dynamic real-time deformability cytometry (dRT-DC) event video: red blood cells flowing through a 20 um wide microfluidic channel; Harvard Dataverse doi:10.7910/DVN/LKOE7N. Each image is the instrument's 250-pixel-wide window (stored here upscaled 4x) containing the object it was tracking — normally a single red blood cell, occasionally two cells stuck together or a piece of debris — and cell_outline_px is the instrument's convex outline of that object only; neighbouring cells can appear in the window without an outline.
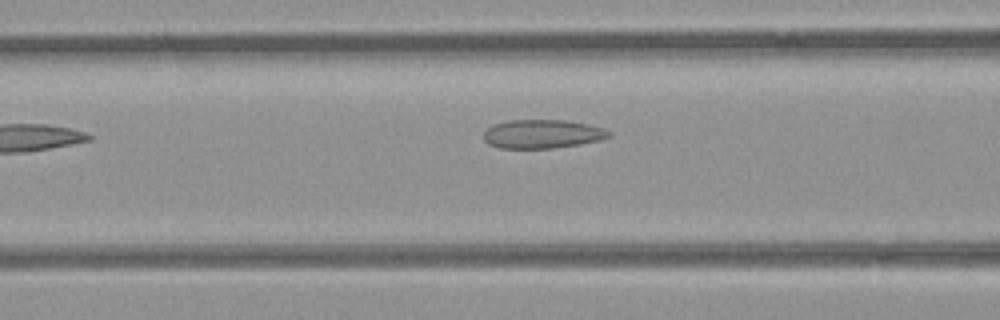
{"species": "common noctule bat (a hibernating species)", "species_latin": "Nyctalus noctula", "temperature_condition": "room temperature", "stored_images_in_passage": 6, "camera_frame_rate_fps": 3000, "um_per_image_px": 0.085, "animal": {"sex": "female", "body_mass_g": 21.9}, "frame": {"image": 1, "passage_image": 4, "time_ms": 3.667, "image_size_px": [1000, 320], "cell_outline_px": [[612, 136], [600, 140], [580, 144], [552, 148], [500, 148], [488, 144], [484, 140], [484, 132], [492, 124], [508, 120], [568, 120], [588, 124], [604, 128], [612, 132]], "centroid_in_image_um": [46.12, 11.38], "position_along_channel_um": 120.5, "area_um2": 21.15}}